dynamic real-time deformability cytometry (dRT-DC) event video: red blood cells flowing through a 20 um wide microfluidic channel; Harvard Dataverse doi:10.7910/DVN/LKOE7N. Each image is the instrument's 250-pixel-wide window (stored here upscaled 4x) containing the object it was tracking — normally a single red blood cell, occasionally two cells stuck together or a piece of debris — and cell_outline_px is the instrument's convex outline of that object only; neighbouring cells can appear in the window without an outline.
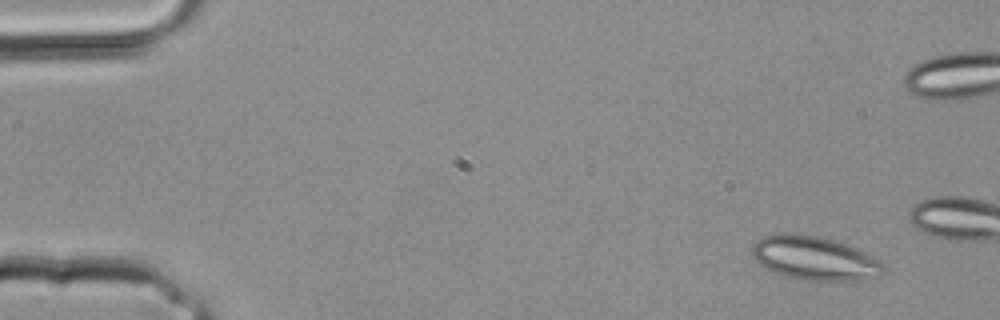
{"species": "common noctule bat (a hibernating species)", "species_latin": "Nyctalus noctula", "temperature_condition": "room temperature", "stored_images_in_passage": 3, "camera_frame_rate_fps": 3000, "um_per_image_px": 0.085, "animal": {"sex": "male", "body_mass_g": 20.4}, "frame": {"image": 1, "passage_image": 1, "time_ms": 0.0, "image_size_px": [1000, 320], "cell_outline_px": [[884, 272], [880, 276], [856, 280], [808, 280], [784, 276], [764, 268], [752, 256], [752, 244], [756, 240], [764, 236], [780, 232], [792, 232], [820, 236], [856, 248], [880, 260], [884, 264]], "centroid_in_image_um": [69.2, 21.93], "position_along_channel_um": 15.8, "area_um2": 33.64}}